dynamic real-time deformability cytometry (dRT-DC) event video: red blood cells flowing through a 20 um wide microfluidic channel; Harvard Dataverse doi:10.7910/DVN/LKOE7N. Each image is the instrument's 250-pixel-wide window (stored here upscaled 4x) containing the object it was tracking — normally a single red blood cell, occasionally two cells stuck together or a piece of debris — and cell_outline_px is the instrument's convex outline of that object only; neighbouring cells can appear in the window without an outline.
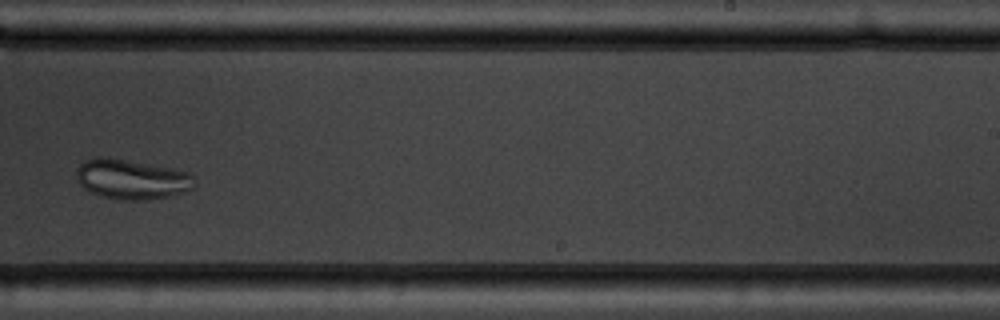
{"species": "common noctule bat (a hibernating species)", "species_latin": "Nyctalus noctula", "temperature_condition": "warm", "stored_images_in_passage": 8, "camera_frame_rate_fps": 3000, "um_per_image_px": 0.085, "animal": {"sex": "male", "body_mass_g": 19.5, "forearm_length_mm": 54.6}, "frame": {"image": 1, "passage_image": 8, "time_ms": 8.0, "image_size_px": [1000, 320], "cell_outline_px": [[192, 188], [184, 192], [172, 196], [144, 200], [116, 200], [100, 196], [84, 188], [80, 184], [76, 176], [76, 172], [80, 164], [84, 160], [96, 156], [104, 156], [172, 168], [188, 172], [192, 176]], "centroid_in_image_um": [11.15, 15.24], "position_along_channel_um": 277.9, "area_um2": 27.46}}